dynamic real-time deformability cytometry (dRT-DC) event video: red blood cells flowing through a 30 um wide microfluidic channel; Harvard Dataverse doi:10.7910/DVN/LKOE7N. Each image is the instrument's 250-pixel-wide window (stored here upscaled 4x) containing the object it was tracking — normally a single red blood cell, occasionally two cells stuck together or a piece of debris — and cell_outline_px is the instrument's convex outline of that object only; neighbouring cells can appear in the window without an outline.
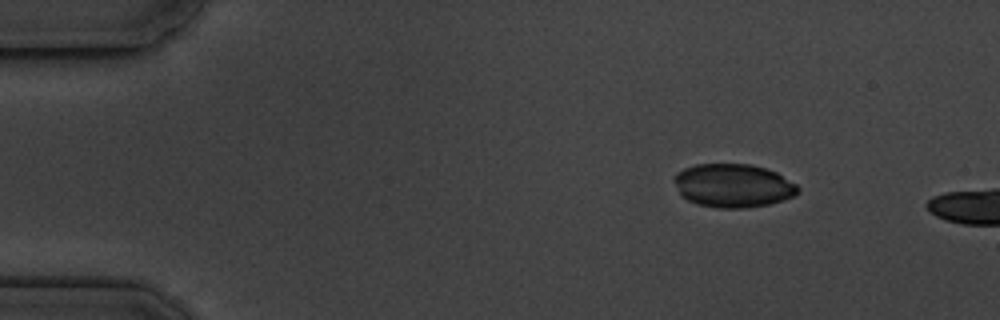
{"species": "common noctule bat (a hibernating species)", "species_latin": "Nyctalus noctula", "temperature_condition": "cold", "stored_images_in_passage": 4, "camera_frame_rate_fps": 3000, "um_per_image_px": 0.085, "animal": {"sex": "male", "body_mass_g": 19.5, "forearm_length_mm": 54.6}, "frame": {"image": 1, "passage_image": 1, "time_ms": 0.0, "image_size_px": [1000, 320], "cell_outline_px": [[800, 192], [784, 200], [768, 204], [744, 208], [716, 208], [696, 204], [680, 196], [672, 180], [676, 172], [684, 168], [696, 164], [748, 164], [764, 168], [776, 172], [796, 184], [800, 188]], "centroid_in_image_um": [62.27, 15.78], "position_along_channel_um": 22.7, "area_um2": 31.62}}